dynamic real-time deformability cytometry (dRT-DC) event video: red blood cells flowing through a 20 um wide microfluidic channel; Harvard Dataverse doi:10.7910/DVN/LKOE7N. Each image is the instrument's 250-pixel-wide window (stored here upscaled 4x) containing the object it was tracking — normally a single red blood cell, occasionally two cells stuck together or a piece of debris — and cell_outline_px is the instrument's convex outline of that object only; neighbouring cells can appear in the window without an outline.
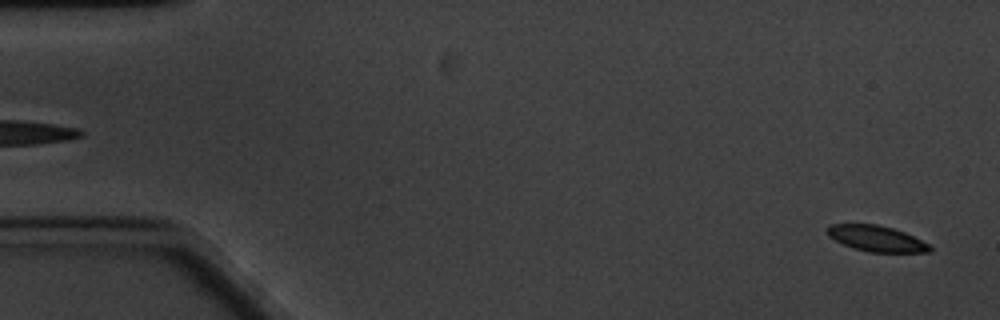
{"species": "common noctule bat (a hibernating species)", "species_latin": "Nyctalus noctula", "temperature_condition": "cold", "stored_images_in_passage": 61, "camera_frame_rate_fps": 3000, "um_per_image_px": 0.085, "animal": {"sex": "male", "body_mass_g": 20.1, "forearm_length_mm": 53.5}, "frame": {"image": 1, "passage_image": 2, "time_ms": 0.333, "image_size_px": [1000, 320], "cell_outline_px": [[932, 252], [868, 252], [844, 244], [828, 236], [828, 224], [876, 224], [892, 228], [904, 232], [928, 244], [932, 248]], "centroid_in_image_um": [74.5, 20.27], "position_along_channel_um": 10.5, "area_um2": 15.14}}
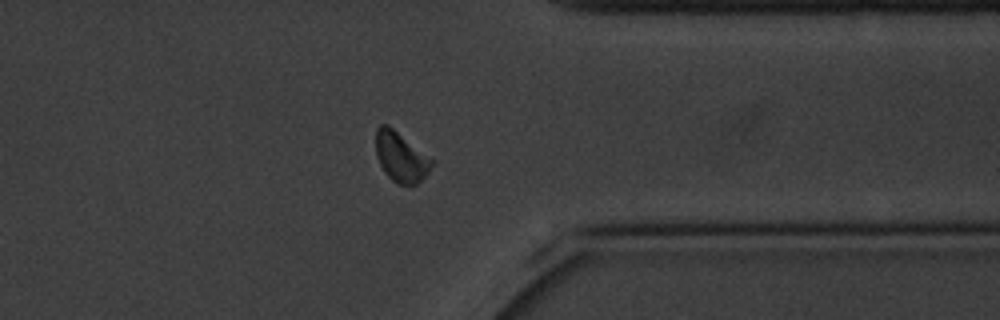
{"frame": {"image": 2, "passage_image": 48, "time_ms": 15.667, "image_size_px": [1000, 320], "cell_outline_px": [[436, 164], [416, 184], [400, 184], [392, 180], [384, 172], [376, 156], [376, 128], [380, 124], [388, 124], [436, 160]], "centroid_in_image_um": [34.1, 13.31], "position_along_channel_um": 377.3, "area_um2": 16.53}}
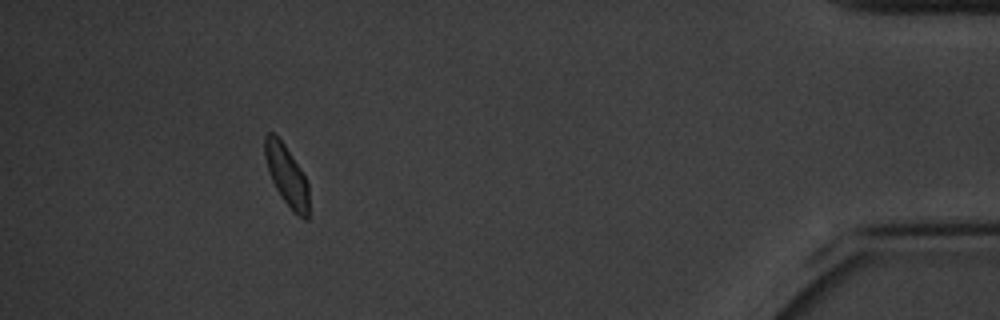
{"frame": {"image": 3, "passage_image": 56, "time_ms": 18.333, "image_size_px": [1000, 320], "cell_outline_px": [[308, 220], [304, 220], [292, 212], [276, 188], [268, 172], [264, 156], [264, 136], [268, 132], [272, 132], [284, 144], [300, 168], [308, 184]], "centroid_in_image_um": [24.35, 14.93], "position_along_channel_um": 410.8, "area_um2": 15.49}, "authors_computed_cell_mechanics": {"area_um2": 16.473, "velocity_mm_per_s": 3.2285, "shape_relaxation_time_tau1_ms": 2.4667, "shape_relaxation_time_tau2_ms": 10.4581, "deformation_change_tau1": 0.1056, "deformation_change_tau2": 0.1266}}